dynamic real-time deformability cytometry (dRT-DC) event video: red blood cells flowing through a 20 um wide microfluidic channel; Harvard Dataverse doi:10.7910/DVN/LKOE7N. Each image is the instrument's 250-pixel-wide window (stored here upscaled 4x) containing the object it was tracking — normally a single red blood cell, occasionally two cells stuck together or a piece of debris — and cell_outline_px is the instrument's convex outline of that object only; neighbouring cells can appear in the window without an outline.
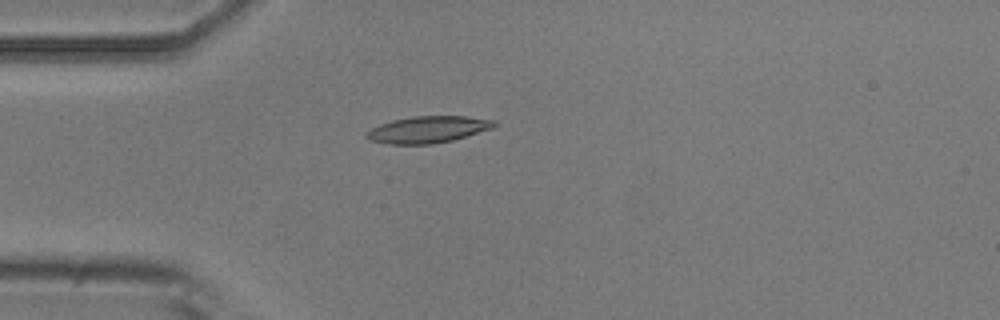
{"species": "common noctule bat (a hibernating species)", "species_latin": "Nyctalus noctula", "temperature_condition": "room temperature", "stored_images_in_passage": 5, "camera_frame_rate_fps": 3000, "um_per_image_px": 0.085, "animal": {"sex": "male", "body_mass_g": 20.5, "forearm_length_mm": 52.5}, "frame": {"image": 1, "passage_image": 5, "time_ms": 4.667, "image_size_px": [1000, 320], "cell_outline_px": [[496, 124], [492, 128], [452, 140], [432, 144], [388, 144], [372, 140], [364, 136], [364, 132], [380, 124], [392, 120], [412, 116], [464, 116], [496, 120]], "centroid_in_image_um": [36.34, 11.0], "position_along_channel_um": 48.7, "area_um2": 19.77}}